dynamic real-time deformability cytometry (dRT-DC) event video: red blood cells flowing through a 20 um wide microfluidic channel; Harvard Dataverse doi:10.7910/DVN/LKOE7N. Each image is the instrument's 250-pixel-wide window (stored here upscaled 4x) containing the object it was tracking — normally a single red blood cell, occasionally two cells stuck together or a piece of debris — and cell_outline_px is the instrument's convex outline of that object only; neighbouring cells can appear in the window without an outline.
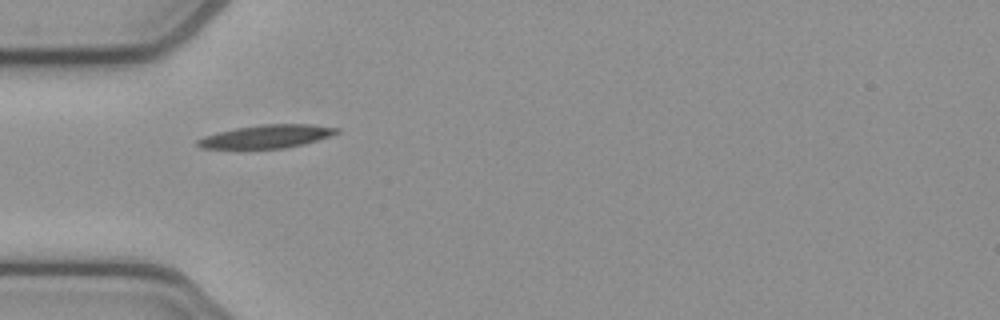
{"species": "common noctule bat (a hibernating species)", "species_latin": "Nyctalus noctula", "temperature_condition": "cold", "stored_images_in_passage": 38, "camera_frame_rate_fps": 3000, "um_per_image_px": 0.085, "animal": {"sex": "female", "body_mass_g": 21.9}, "frame": {"image": 1, "passage_image": 1, "time_ms": 0.0, "image_size_px": [1000, 320], "cell_outline_px": [[340, 132], [316, 140], [284, 148], [200, 148], [196, 144], [196, 140], [204, 136], [216, 132], [236, 128], [260, 124], [312, 124], [340, 128]], "centroid_in_image_um": [22.63, 11.58], "position_along_channel_um": 62.4, "area_um2": 18.61}}
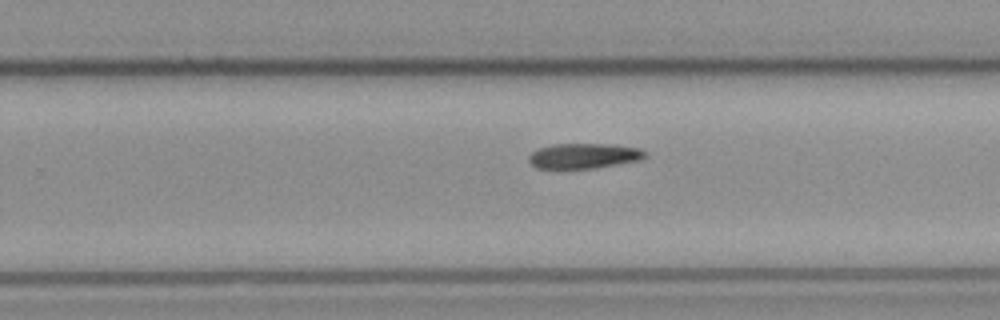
{"frame": {"image": 2, "passage_image": 18, "time_ms": 5.667, "image_size_px": [1000, 320], "cell_outline_px": [[648, 156], [640, 160], [596, 168], [536, 168], [528, 160], [528, 156], [532, 152], [540, 148], [552, 144], [612, 144], [640, 148]], "centroid_in_image_um": [49.64, 13.24], "position_along_channel_um": 280.2, "area_um2": 17.05}}
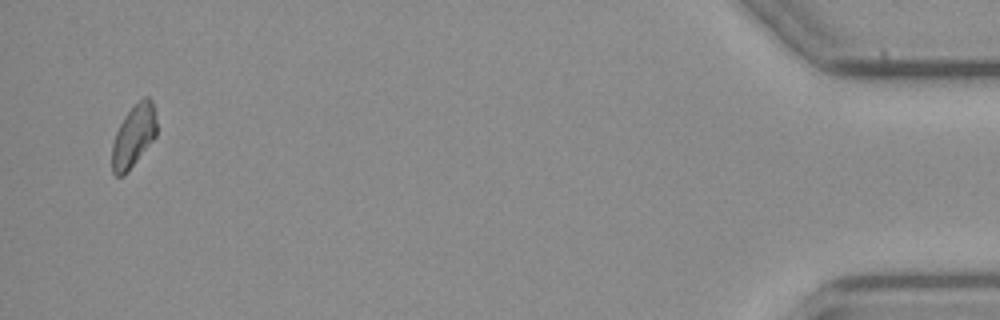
{"frame": {"image": 3, "passage_image": 36, "time_ms": 11.667, "image_size_px": [1000, 320], "cell_outline_px": [[156, 136], [124, 176], [116, 176], [112, 172], [112, 144], [116, 132], [124, 116], [144, 96], [148, 96], [152, 100], [156, 112]], "centroid_in_image_um": [11.36, 11.56], "position_along_channel_um": 423.8, "area_um2": 16.13}}